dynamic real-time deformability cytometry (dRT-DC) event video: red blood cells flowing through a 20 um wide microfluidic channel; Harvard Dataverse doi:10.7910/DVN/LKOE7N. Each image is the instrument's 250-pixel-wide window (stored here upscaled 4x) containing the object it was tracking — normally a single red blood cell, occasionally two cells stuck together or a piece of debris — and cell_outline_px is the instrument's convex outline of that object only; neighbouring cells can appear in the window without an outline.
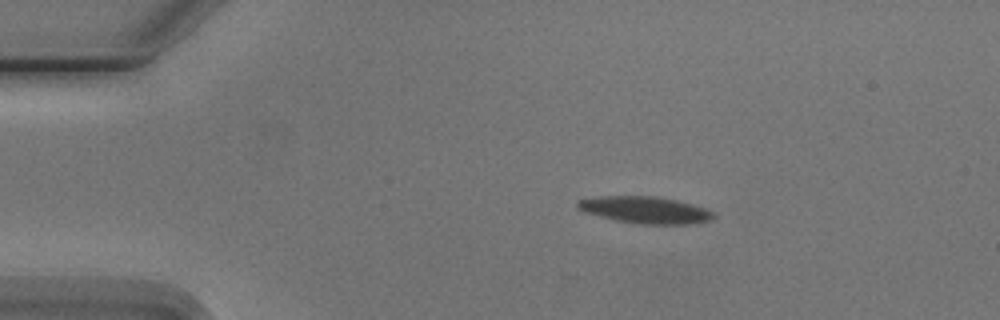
{"species": "Egyptian fruit bat (a non-hibernating species)", "species_latin": "Rousettus aegyptiacus", "temperature_condition": "cold", "stored_images_in_passage": 13, "camera_frame_rate_fps": 3000, "um_per_image_px": 0.085, "animal": {"sex": "male"}, "frame": {"image": 1, "passage_image": 2, "time_ms": 1.333, "image_size_px": [1000, 320], "cell_outline_px": [[716, 216], [712, 220], [688, 224], [640, 224], [616, 220], [584, 212], [576, 208], [576, 204], [580, 200], [600, 196], [656, 196], [676, 200], [692, 204], [704, 208], [712, 212]], "centroid_in_image_um": [54.84, 17.84], "position_along_channel_um": 30.2, "area_um2": 21.15}}